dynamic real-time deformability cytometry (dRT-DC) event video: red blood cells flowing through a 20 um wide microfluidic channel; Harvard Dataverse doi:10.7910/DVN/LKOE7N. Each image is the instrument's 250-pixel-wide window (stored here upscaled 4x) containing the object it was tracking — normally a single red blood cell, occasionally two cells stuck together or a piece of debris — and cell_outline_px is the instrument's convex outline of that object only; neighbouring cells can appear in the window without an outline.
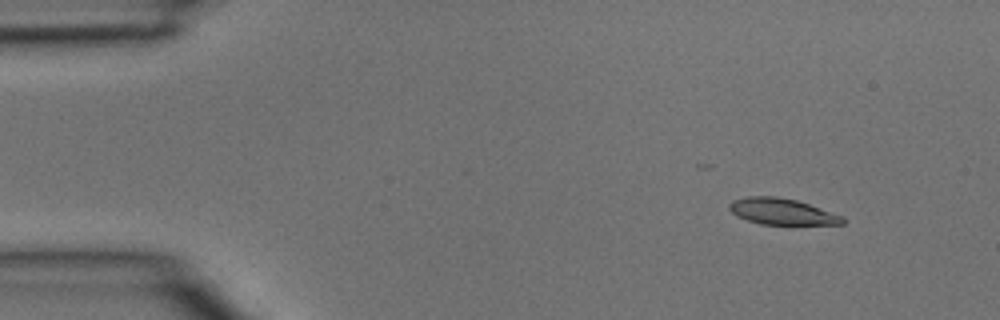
{"species": "common noctule bat (a hibernating species)", "species_latin": "Nyctalus noctula", "temperature_condition": "room temperature", "stored_images_in_passage": 5, "camera_frame_rate_fps": 3000, "um_per_image_px": 0.085, "animal": {"sex": "male", "body_mass_g": 15.6}, "frame": {"image": 1, "passage_image": 2, "time_ms": 0.333, "image_size_px": [1000, 320], "cell_outline_px": [[844, 224], [760, 224], [736, 216], [728, 208], [728, 204], [732, 200], [748, 196], [776, 196], [796, 200], [844, 216]], "centroid_in_image_um": [66.43, 17.97], "position_along_channel_um": 18.6, "area_um2": 17.22}}